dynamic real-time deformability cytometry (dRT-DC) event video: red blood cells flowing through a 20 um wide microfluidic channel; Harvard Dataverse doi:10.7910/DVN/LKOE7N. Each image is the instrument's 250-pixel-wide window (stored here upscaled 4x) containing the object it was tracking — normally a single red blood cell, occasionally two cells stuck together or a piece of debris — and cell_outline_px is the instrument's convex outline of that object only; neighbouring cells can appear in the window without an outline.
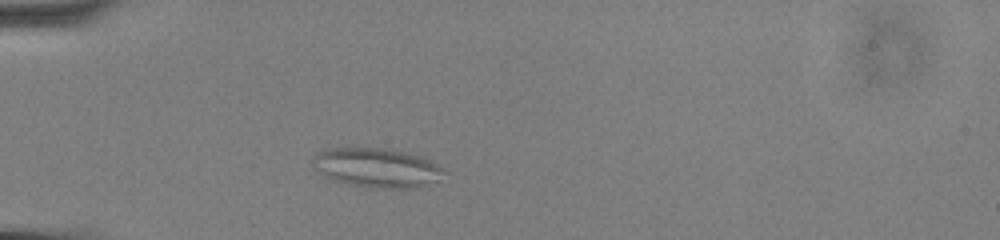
{"species": "common noctule bat (a hibernating species)", "species_latin": "Nyctalus noctula", "temperature_condition": "cold", "stored_images_in_passage": 49, "camera_frame_rate_fps": 3000, "um_per_image_px": 0.085, "animal": {"sex": "male", "body_mass_g": 13.0, "forearm_length_mm": 53.1}, "frame": {"image": 1, "passage_image": 9, "time_ms": 2.667, "image_size_px": [1000, 240], "cell_outline_px": [[444, 172], [436, 180], [416, 188], [372, 188], [332, 180], [324, 176], [312, 168], [312, 156], [316, 152], [328, 148], [388, 148], [420, 156], [444, 168]], "centroid_in_image_um": [31.95, 14.25], "position_along_channel_um": 53.1, "area_um2": 30.06}}
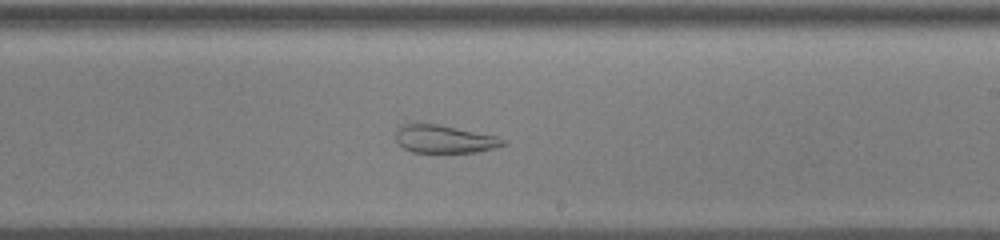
{"frame": {"image": 2, "passage_image": 27, "time_ms": 8.667, "image_size_px": [1000, 240], "cell_outline_px": [[508, 144], [476, 152], [412, 152], [404, 148], [396, 140], [396, 128], [400, 124], [416, 120], [496, 136], [508, 140]], "centroid_in_image_um": [37.7, 11.78], "position_along_channel_um": 251.3, "area_um2": 17.8}}
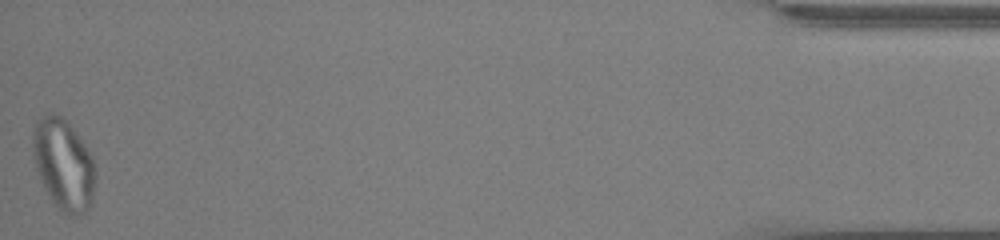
{"frame": {"image": 3, "passage_image": 49, "time_ms": 16.0, "image_size_px": [1000, 240], "cell_outline_px": [[96, 180], [92, 200], [88, 208], [84, 212], [76, 216], [72, 216], [64, 212], [52, 200], [44, 188], [36, 168], [32, 144], [32, 132], [36, 124], [48, 112], [56, 112], [68, 120], [92, 156], [96, 172]], "centroid_in_image_um": [5.42, 13.94], "position_along_channel_um": 429.8, "area_um2": 33.18}, "authors_computed_cell_mechanics": {"area_um2": 27.6862, "velocity_mm_per_s": 3.6015, "shape_relaxation_time_tau1_ms": null, "shape_relaxation_time_tau2_ms": 1.6732, "deformation_change_tau1": null, "deformation_change_tau2": 0.0941}}